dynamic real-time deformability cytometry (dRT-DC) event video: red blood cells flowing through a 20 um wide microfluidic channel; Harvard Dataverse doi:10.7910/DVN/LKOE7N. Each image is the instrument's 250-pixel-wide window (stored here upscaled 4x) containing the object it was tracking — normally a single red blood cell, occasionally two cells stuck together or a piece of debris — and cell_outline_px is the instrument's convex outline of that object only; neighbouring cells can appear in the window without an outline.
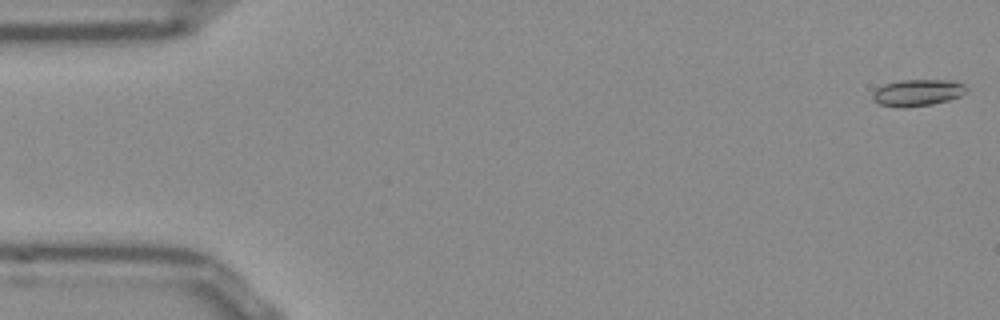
{"species": "Egyptian fruit bat (a non-hibernating species)", "species_latin": "Rousettus aegyptiacus", "temperature_condition": "room temperature", "stored_images_in_passage": 11, "camera_frame_rate_fps": 3000, "um_per_image_px": 0.085, "frame": {"image": 1, "passage_image": 1, "time_ms": 0.0, "image_size_px": [1000, 320], "cell_outline_px": [[968, 92], [960, 96], [948, 100], [932, 104], [904, 108], [900, 108], [880, 104], [872, 100], [872, 92], [876, 88], [884, 84], [900, 80], [952, 80], [964, 84], [968, 88]], "centroid_in_image_um": [77.99, 7.87], "position_along_channel_um": 7.0, "area_um2": 14.8}}